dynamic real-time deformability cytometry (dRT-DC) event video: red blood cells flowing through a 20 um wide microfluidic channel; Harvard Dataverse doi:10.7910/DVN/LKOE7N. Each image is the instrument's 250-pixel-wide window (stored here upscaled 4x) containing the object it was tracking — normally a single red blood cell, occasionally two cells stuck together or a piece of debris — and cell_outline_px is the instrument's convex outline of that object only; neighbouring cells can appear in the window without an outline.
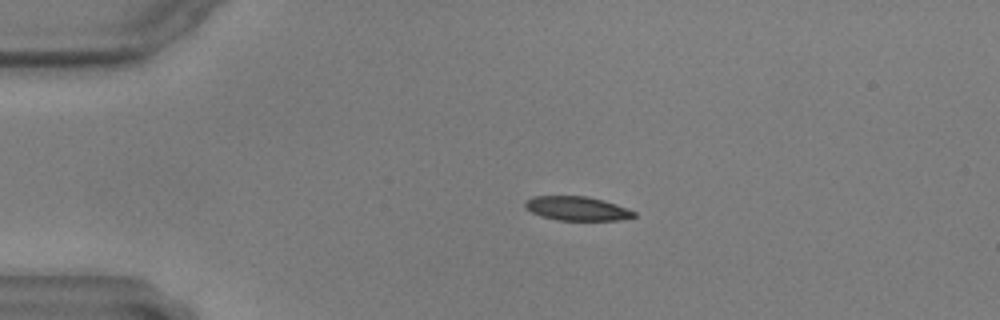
{"species": "common noctule bat (a hibernating species)", "species_latin": "Nyctalus noctula", "temperature_condition": "warm", "stored_images_in_passage": 47, "camera_frame_rate_fps": 3000, "um_per_image_px": 0.085, "animal": {"sex": "male", "body_mass_g": 17.9, "forearm_length_mm": 54.2}, "frame": {"image": 1, "passage_image": 1, "time_ms": 0.0, "image_size_px": [1000, 320], "cell_outline_px": [[636, 216], [620, 220], [556, 220], [540, 216], [524, 208], [524, 204], [532, 196], [588, 196], [604, 200], [628, 208], [636, 212]], "centroid_in_image_um": [49.05, 17.72], "position_along_channel_um": 35.9, "area_um2": 15.37}}
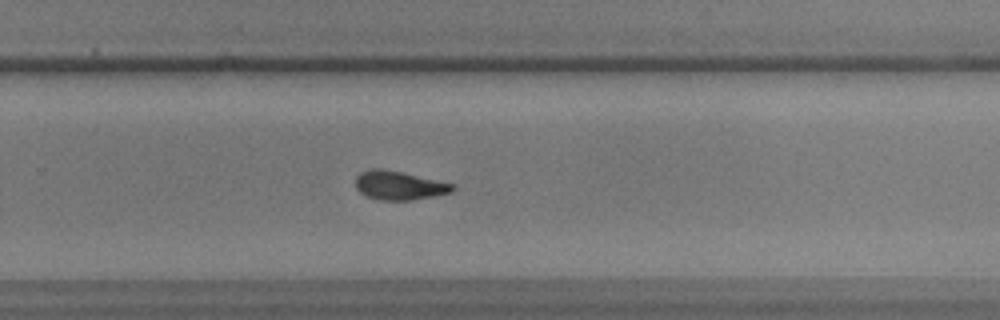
{"frame": {"image": 2, "passage_image": 27, "time_ms": 8.667, "image_size_px": [1000, 320], "cell_outline_px": [[456, 188], [452, 192], [412, 200], [380, 200], [364, 196], [356, 188], [356, 176], [360, 172], [368, 168], [380, 168], [400, 172], [456, 184]], "centroid_in_image_um": [33.91, 15.76], "position_along_channel_um": 295.9, "area_um2": 16.36}}
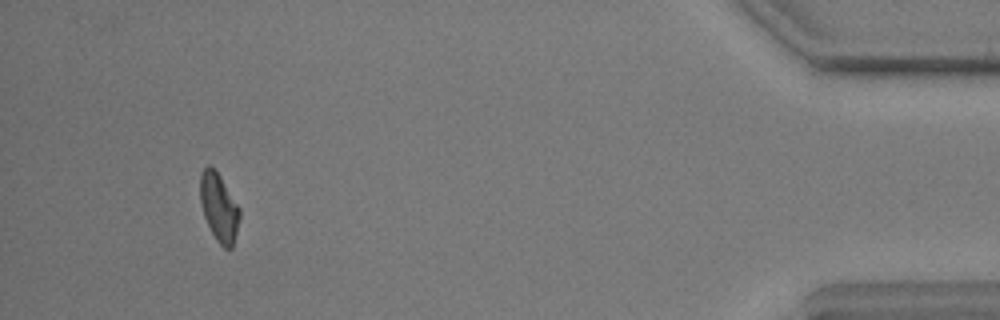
{"frame": {"image": 3, "passage_image": 43, "time_ms": 14.0, "image_size_px": [1000, 320], "cell_outline_px": [[240, 216], [232, 248], [224, 248], [216, 240], [204, 216], [200, 204], [200, 172], [208, 164], [216, 168], [240, 208]], "centroid_in_image_um": [18.6, 17.57], "position_along_channel_um": 416.6, "area_um2": 15.78}}